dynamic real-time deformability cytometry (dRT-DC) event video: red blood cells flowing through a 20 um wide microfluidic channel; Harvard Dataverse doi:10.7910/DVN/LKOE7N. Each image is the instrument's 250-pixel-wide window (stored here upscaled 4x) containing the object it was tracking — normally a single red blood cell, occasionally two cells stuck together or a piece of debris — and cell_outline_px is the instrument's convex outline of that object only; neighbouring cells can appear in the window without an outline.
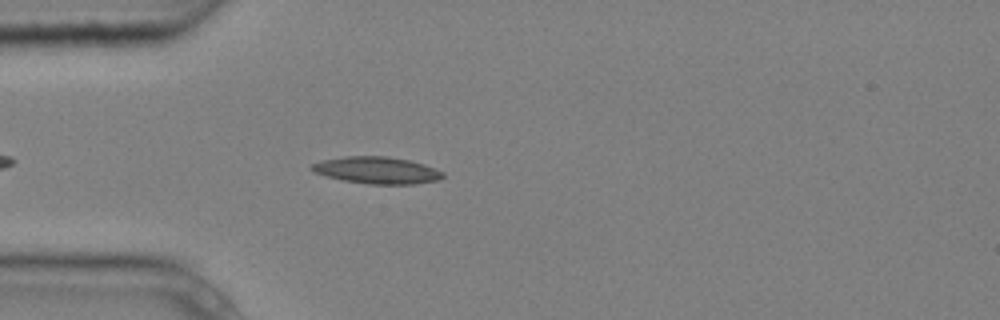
{"species": "common noctule bat (a hibernating species)", "species_latin": "Nyctalus noctula", "temperature_condition": "cold", "stored_images_in_passage": 1, "camera_frame_rate_fps": 3000, "um_per_image_px": 0.085, "animal": {"sex": "male", "body_mass_g": 20.4}, "frame": {"image": 1, "passage_image": 1, "time_ms": 0.0, "image_size_px": [1000, 320], "cell_outline_px": [[444, 176], [440, 180], [412, 184], [368, 184], [340, 180], [312, 172], [308, 168], [312, 164], [324, 160], [344, 156], [388, 156], [408, 160], [424, 164], [444, 172]], "centroid_in_image_um": [32.01, 14.47], "position_along_channel_um": 53.0, "area_um2": 20.69}}